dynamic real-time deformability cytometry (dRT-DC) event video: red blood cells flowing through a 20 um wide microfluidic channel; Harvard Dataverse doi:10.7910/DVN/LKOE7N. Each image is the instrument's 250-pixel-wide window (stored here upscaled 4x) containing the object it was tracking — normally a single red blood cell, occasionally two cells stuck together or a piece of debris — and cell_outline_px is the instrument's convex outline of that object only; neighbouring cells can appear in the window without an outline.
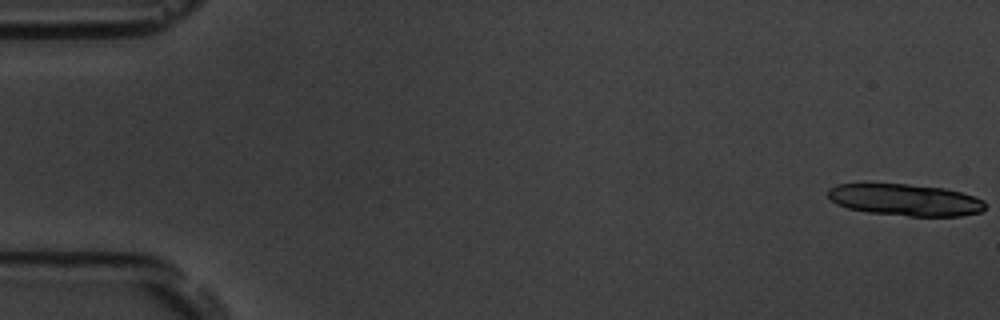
{"species": "common noctule bat (a hibernating species)", "species_latin": "Nyctalus noctula", "temperature_condition": "room temperature", "stored_images_in_passage": 15, "camera_frame_rate_fps": 3000, "um_per_image_px": 0.085, "animal": {"sex": "male", "body_mass_g": 19.5, "forearm_length_mm": 54.6}, "frame": {"image": 1, "passage_image": 1, "time_ms": 0.0, "image_size_px": [1000, 320], "cell_outline_px": [[984, 208], [980, 212], [960, 216], [908, 216], [868, 212], [848, 208], [836, 204], [828, 196], [828, 188], [836, 184], [864, 180], [908, 184], [944, 188], [960, 192], [984, 200]], "centroid_in_image_um": [76.82, 16.94], "position_along_channel_um": 8.2, "area_um2": 30.0}}